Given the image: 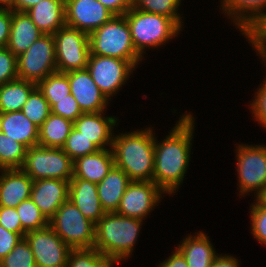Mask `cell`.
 Masks as SVG:
<instances>
[{
  "mask_svg": "<svg viewBox=\"0 0 266 267\" xmlns=\"http://www.w3.org/2000/svg\"><path fill=\"white\" fill-rule=\"evenodd\" d=\"M114 16L98 0H65L66 25L88 34Z\"/></svg>",
  "mask_w": 266,
  "mask_h": 267,
  "instance_id": "obj_14",
  "label": "cell"
},
{
  "mask_svg": "<svg viewBox=\"0 0 266 267\" xmlns=\"http://www.w3.org/2000/svg\"><path fill=\"white\" fill-rule=\"evenodd\" d=\"M158 267H188L185 257L176 249L175 252Z\"/></svg>",
  "mask_w": 266,
  "mask_h": 267,
  "instance_id": "obj_45",
  "label": "cell"
},
{
  "mask_svg": "<svg viewBox=\"0 0 266 267\" xmlns=\"http://www.w3.org/2000/svg\"><path fill=\"white\" fill-rule=\"evenodd\" d=\"M26 13L43 35H53L66 25L65 0H41Z\"/></svg>",
  "mask_w": 266,
  "mask_h": 267,
  "instance_id": "obj_21",
  "label": "cell"
},
{
  "mask_svg": "<svg viewBox=\"0 0 266 267\" xmlns=\"http://www.w3.org/2000/svg\"><path fill=\"white\" fill-rule=\"evenodd\" d=\"M90 54L130 61L135 67L143 59L134 49L124 15H115L89 34Z\"/></svg>",
  "mask_w": 266,
  "mask_h": 267,
  "instance_id": "obj_4",
  "label": "cell"
},
{
  "mask_svg": "<svg viewBox=\"0 0 266 267\" xmlns=\"http://www.w3.org/2000/svg\"><path fill=\"white\" fill-rule=\"evenodd\" d=\"M57 71L53 35H42L17 57L19 79L34 83Z\"/></svg>",
  "mask_w": 266,
  "mask_h": 267,
  "instance_id": "obj_9",
  "label": "cell"
},
{
  "mask_svg": "<svg viewBox=\"0 0 266 267\" xmlns=\"http://www.w3.org/2000/svg\"><path fill=\"white\" fill-rule=\"evenodd\" d=\"M250 210L252 234L260 243L266 244V207L256 202Z\"/></svg>",
  "mask_w": 266,
  "mask_h": 267,
  "instance_id": "obj_38",
  "label": "cell"
},
{
  "mask_svg": "<svg viewBox=\"0 0 266 267\" xmlns=\"http://www.w3.org/2000/svg\"><path fill=\"white\" fill-rule=\"evenodd\" d=\"M193 122L191 114L182 115L162 143L154 140L153 182L168 194L174 193L183 182L190 160Z\"/></svg>",
  "mask_w": 266,
  "mask_h": 267,
  "instance_id": "obj_1",
  "label": "cell"
},
{
  "mask_svg": "<svg viewBox=\"0 0 266 267\" xmlns=\"http://www.w3.org/2000/svg\"><path fill=\"white\" fill-rule=\"evenodd\" d=\"M70 91L78 102L82 113L102 112L108 105V99L93 81L87 68L66 73Z\"/></svg>",
  "mask_w": 266,
  "mask_h": 267,
  "instance_id": "obj_15",
  "label": "cell"
},
{
  "mask_svg": "<svg viewBox=\"0 0 266 267\" xmlns=\"http://www.w3.org/2000/svg\"><path fill=\"white\" fill-rule=\"evenodd\" d=\"M236 156L240 195L251 191L257 195L266 185V146L239 145Z\"/></svg>",
  "mask_w": 266,
  "mask_h": 267,
  "instance_id": "obj_11",
  "label": "cell"
},
{
  "mask_svg": "<svg viewBox=\"0 0 266 267\" xmlns=\"http://www.w3.org/2000/svg\"><path fill=\"white\" fill-rule=\"evenodd\" d=\"M180 3L181 0H132V8L167 16L182 28V17L177 12Z\"/></svg>",
  "mask_w": 266,
  "mask_h": 267,
  "instance_id": "obj_32",
  "label": "cell"
},
{
  "mask_svg": "<svg viewBox=\"0 0 266 267\" xmlns=\"http://www.w3.org/2000/svg\"><path fill=\"white\" fill-rule=\"evenodd\" d=\"M164 192L153 181H131L116 213L143 220L159 203Z\"/></svg>",
  "mask_w": 266,
  "mask_h": 267,
  "instance_id": "obj_13",
  "label": "cell"
},
{
  "mask_svg": "<svg viewBox=\"0 0 266 267\" xmlns=\"http://www.w3.org/2000/svg\"><path fill=\"white\" fill-rule=\"evenodd\" d=\"M0 267H36L32 249L25 237L0 260Z\"/></svg>",
  "mask_w": 266,
  "mask_h": 267,
  "instance_id": "obj_35",
  "label": "cell"
},
{
  "mask_svg": "<svg viewBox=\"0 0 266 267\" xmlns=\"http://www.w3.org/2000/svg\"><path fill=\"white\" fill-rule=\"evenodd\" d=\"M12 10L9 7L0 6V48L7 46L10 27H11Z\"/></svg>",
  "mask_w": 266,
  "mask_h": 267,
  "instance_id": "obj_43",
  "label": "cell"
},
{
  "mask_svg": "<svg viewBox=\"0 0 266 267\" xmlns=\"http://www.w3.org/2000/svg\"><path fill=\"white\" fill-rule=\"evenodd\" d=\"M114 15H124L132 7V0H98Z\"/></svg>",
  "mask_w": 266,
  "mask_h": 267,
  "instance_id": "obj_44",
  "label": "cell"
},
{
  "mask_svg": "<svg viewBox=\"0 0 266 267\" xmlns=\"http://www.w3.org/2000/svg\"><path fill=\"white\" fill-rule=\"evenodd\" d=\"M53 37L58 72L67 73L87 67L90 54L88 33L65 25Z\"/></svg>",
  "mask_w": 266,
  "mask_h": 267,
  "instance_id": "obj_8",
  "label": "cell"
},
{
  "mask_svg": "<svg viewBox=\"0 0 266 267\" xmlns=\"http://www.w3.org/2000/svg\"><path fill=\"white\" fill-rule=\"evenodd\" d=\"M69 182L52 178L33 181L30 198L48 221L68 200Z\"/></svg>",
  "mask_w": 266,
  "mask_h": 267,
  "instance_id": "obj_16",
  "label": "cell"
},
{
  "mask_svg": "<svg viewBox=\"0 0 266 267\" xmlns=\"http://www.w3.org/2000/svg\"><path fill=\"white\" fill-rule=\"evenodd\" d=\"M42 35L43 33L26 12L12 10L10 35L6 47L16 57L25 52Z\"/></svg>",
  "mask_w": 266,
  "mask_h": 267,
  "instance_id": "obj_22",
  "label": "cell"
},
{
  "mask_svg": "<svg viewBox=\"0 0 266 267\" xmlns=\"http://www.w3.org/2000/svg\"><path fill=\"white\" fill-rule=\"evenodd\" d=\"M17 78V57L7 47L0 48V85Z\"/></svg>",
  "mask_w": 266,
  "mask_h": 267,
  "instance_id": "obj_37",
  "label": "cell"
},
{
  "mask_svg": "<svg viewBox=\"0 0 266 267\" xmlns=\"http://www.w3.org/2000/svg\"><path fill=\"white\" fill-rule=\"evenodd\" d=\"M177 249L185 257L188 267H212L217 256L208 236L203 232L197 233L194 237H186Z\"/></svg>",
  "mask_w": 266,
  "mask_h": 267,
  "instance_id": "obj_26",
  "label": "cell"
},
{
  "mask_svg": "<svg viewBox=\"0 0 266 267\" xmlns=\"http://www.w3.org/2000/svg\"><path fill=\"white\" fill-rule=\"evenodd\" d=\"M136 52L143 57L145 47H158L175 37L181 28L167 16L130 8L124 14Z\"/></svg>",
  "mask_w": 266,
  "mask_h": 267,
  "instance_id": "obj_5",
  "label": "cell"
},
{
  "mask_svg": "<svg viewBox=\"0 0 266 267\" xmlns=\"http://www.w3.org/2000/svg\"><path fill=\"white\" fill-rule=\"evenodd\" d=\"M248 40L252 46L254 45L256 52L258 51V54L264 58L266 63V38H248Z\"/></svg>",
  "mask_w": 266,
  "mask_h": 267,
  "instance_id": "obj_49",
  "label": "cell"
},
{
  "mask_svg": "<svg viewBox=\"0 0 266 267\" xmlns=\"http://www.w3.org/2000/svg\"><path fill=\"white\" fill-rule=\"evenodd\" d=\"M41 0H11L9 8L14 11L26 12Z\"/></svg>",
  "mask_w": 266,
  "mask_h": 267,
  "instance_id": "obj_48",
  "label": "cell"
},
{
  "mask_svg": "<svg viewBox=\"0 0 266 267\" xmlns=\"http://www.w3.org/2000/svg\"><path fill=\"white\" fill-rule=\"evenodd\" d=\"M68 199L95 224L106 213L101 207L96 183L80 178H71Z\"/></svg>",
  "mask_w": 266,
  "mask_h": 267,
  "instance_id": "obj_19",
  "label": "cell"
},
{
  "mask_svg": "<svg viewBox=\"0 0 266 267\" xmlns=\"http://www.w3.org/2000/svg\"><path fill=\"white\" fill-rule=\"evenodd\" d=\"M36 83L15 79L0 85V113L21 111Z\"/></svg>",
  "mask_w": 266,
  "mask_h": 267,
  "instance_id": "obj_27",
  "label": "cell"
},
{
  "mask_svg": "<svg viewBox=\"0 0 266 267\" xmlns=\"http://www.w3.org/2000/svg\"><path fill=\"white\" fill-rule=\"evenodd\" d=\"M150 128L113 136L112 152L115 166L131 181H153L154 140Z\"/></svg>",
  "mask_w": 266,
  "mask_h": 267,
  "instance_id": "obj_2",
  "label": "cell"
},
{
  "mask_svg": "<svg viewBox=\"0 0 266 267\" xmlns=\"http://www.w3.org/2000/svg\"><path fill=\"white\" fill-rule=\"evenodd\" d=\"M0 131L27 149L38 145L39 128L22 111L0 113Z\"/></svg>",
  "mask_w": 266,
  "mask_h": 267,
  "instance_id": "obj_23",
  "label": "cell"
},
{
  "mask_svg": "<svg viewBox=\"0 0 266 267\" xmlns=\"http://www.w3.org/2000/svg\"><path fill=\"white\" fill-rule=\"evenodd\" d=\"M86 68L108 99L125 84L135 66L127 60L89 54Z\"/></svg>",
  "mask_w": 266,
  "mask_h": 267,
  "instance_id": "obj_10",
  "label": "cell"
},
{
  "mask_svg": "<svg viewBox=\"0 0 266 267\" xmlns=\"http://www.w3.org/2000/svg\"><path fill=\"white\" fill-rule=\"evenodd\" d=\"M212 267H239V263L233 256H221L217 254L212 263Z\"/></svg>",
  "mask_w": 266,
  "mask_h": 267,
  "instance_id": "obj_47",
  "label": "cell"
},
{
  "mask_svg": "<svg viewBox=\"0 0 266 267\" xmlns=\"http://www.w3.org/2000/svg\"><path fill=\"white\" fill-rule=\"evenodd\" d=\"M38 90L49 103L50 108L59 100L71 94L70 83L66 73L54 72L36 84Z\"/></svg>",
  "mask_w": 266,
  "mask_h": 267,
  "instance_id": "obj_29",
  "label": "cell"
},
{
  "mask_svg": "<svg viewBox=\"0 0 266 267\" xmlns=\"http://www.w3.org/2000/svg\"><path fill=\"white\" fill-rule=\"evenodd\" d=\"M22 228L29 232L31 230H40L49 225V221L41 213L31 198L23 200L17 207Z\"/></svg>",
  "mask_w": 266,
  "mask_h": 267,
  "instance_id": "obj_34",
  "label": "cell"
},
{
  "mask_svg": "<svg viewBox=\"0 0 266 267\" xmlns=\"http://www.w3.org/2000/svg\"><path fill=\"white\" fill-rule=\"evenodd\" d=\"M115 260L105 257L95 248L72 249L66 267H112Z\"/></svg>",
  "mask_w": 266,
  "mask_h": 267,
  "instance_id": "obj_31",
  "label": "cell"
},
{
  "mask_svg": "<svg viewBox=\"0 0 266 267\" xmlns=\"http://www.w3.org/2000/svg\"><path fill=\"white\" fill-rule=\"evenodd\" d=\"M49 226L71 249L94 248L95 223L86 218L69 199L49 220Z\"/></svg>",
  "mask_w": 266,
  "mask_h": 267,
  "instance_id": "obj_6",
  "label": "cell"
},
{
  "mask_svg": "<svg viewBox=\"0 0 266 267\" xmlns=\"http://www.w3.org/2000/svg\"><path fill=\"white\" fill-rule=\"evenodd\" d=\"M115 166L112 149H99L96 153L73 161V177L98 184Z\"/></svg>",
  "mask_w": 266,
  "mask_h": 267,
  "instance_id": "obj_20",
  "label": "cell"
},
{
  "mask_svg": "<svg viewBox=\"0 0 266 267\" xmlns=\"http://www.w3.org/2000/svg\"><path fill=\"white\" fill-rule=\"evenodd\" d=\"M62 149L73 161L79 157L96 153L99 150L90 139L81 135L74 127Z\"/></svg>",
  "mask_w": 266,
  "mask_h": 267,
  "instance_id": "obj_36",
  "label": "cell"
},
{
  "mask_svg": "<svg viewBox=\"0 0 266 267\" xmlns=\"http://www.w3.org/2000/svg\"><path fill=\"white\" fill-rule=\"evenodd\" d=\"M131 182L127 174L114 166L110 172L97 184L99 201L106 213L116 212L121 198Z\"/></svg>",
  "mask_w": 266,
  "mask_h": 267,
  "instance_id": "obj_25",
  "label": "cell"
},
{
  "mask_svg": "<svg viewBox=\"0 0 266 267\" xmlns=\"http://www.w3.org/2000/svg\"><path fill=\"white\" fill-rule=\"evenodd\" d=\"M221 6L225 13L233 17L243 35L266 15L262 11L266 8V0H223Z\"/></svg>",
  "mask_w": 266,
  "mask_h": 267,
  "instance_id": "obj_24",
  "label": "cell"
},
{
  "mask_svg": "<svg viewBox=\"0 0 266 267\" xmlns=\"http://www.w3.org/2000/svg\"><path fill=\"white\" fill-rule=\"evenodd\" d=\"M103 112L82 113L74 122L73 127L81 135L90 139L99 149H106V145L112 147V130L116 125V118L102 117Z\"/></svg>",
  "mask_w": 266,
  "mask_h": 267,
  "instance_id": "obj_18",
  "label": "cell"
},
{
  "mask_svg": "<svg viewBox=\"0 0 266 267\" xmlns=\"http://www.w3.org/2000/svg\"><path fill=\"white\" fill-rule=\"evenodd\" d=\"M73 129V122L53 113L39 128L38 145L43 147L62 148Z\"/></svg>",
  "mask_w": 266,
  "mask_h": 267,
  "instance_id": "obj_28",
  "label": "cell"
},
{
  "mask_svg": "<svg viewBox=\"0 0 266 267\" xmlns=\"http://www.w3.org/2000/svg\"><path fill=\"white\" fill-rule=\"evenodd\" d=\"M22 238L20 234L7 231L0 225V260L9 254Z\"/></svg>",
  "mask_w": 266,
  "mask_h": 267,
  "instance_id": "obj_42",
  "label": "cell"
},
{
  "mask_svg": "<svg viewBox=\"0 0 266 267\" xmlns=\"http://www.w3.org/2000/svg\"><path fill=\"white\" fill-rule=\"evenodd\" d=\"M245 35L246 38H266V15Z\"/></svg>",
  "mask_w": 266,
  "mask_h": 267,
  "instance_id": "obj_46",
  "label": "cell"
},
{
  "mask_svg": "<svg viewBox=\"0 0 266 267\" xmlns=\"http://www.w3.org/2000/svg\"><path fill=\"white\" fill-rule=\"evenodd\" d=\"M264 84L258 89L257 95L251 104L252 114L256 120L266 128V80Z\"/></svg>",
  "mask_w": 266,
  "mask_h": 267,
  "instance_id": "obj_41",
  "label": "cell"
},
{
  "mask_svg": "<svg viewBox=\"0 0 266 267\" xmlns=\"http://www.w3.org/2000/svg\"><path fill=\"white\" fill-rule=\"evenodd\" d=\"M21 111L31 122L40 128L44 121L49 117L51 108L46 98L36 87L28 96Z\"/></svg>",
  "mask_w": 266,
  "mask_h": 267,
  "instance_id": "obj_33",
  "label": "cell"
},
{
  "mask_svg": "<svg viewBox=\"0 0 266 267\" xmlns=\"http://www.w3.org/2000/svg\"><path fill=\"white\" fill-rule=\"evenodd\" d=\"M256 201L259 205L266 207V185L264 188L257 194Z\"/></svg>",
  "mask_w": 266,
  "mask_h": 267,
  "instance_id": "obj_50",
  "label": "cell"
},
{
  "mask_svg": "<svg viewBox=\"0 0 266 267\" xmlns=\"http://www.w3.org/2000/svg\"><path fill=\"white\" fill-rule=\"evenodd\" d=\"M21 169L33 181L40 179H62L73 177V160L62 148L32 146L27 149Z\"/></svg>",
  "mask_w": 266,
  "mask_h": 267,
  "instance_id": "obj_7",
  "label": "cell"
},
{
  "mask_svg": "<svg viewBox=\"0 0 266 267\" xmlns=\"http://www.w3.org/2000/svg\"><path fill=\"white\" fill-rule=\"evenodd\" d=\"M142 222L116 212L105 213L95 224L94 248L107 258L124 260L132 254Z\"/></svg>",
  "mask_w": 266,
  "mask_h": 267,
  "instance_id": "obj_3",
  "label": "cell"
},
{
  "mask_svg": "<svg viewBox=\"0 0 266 267\" xmlns=\"http://www.w3.org/2000/svg\"><path fill=\"white\" fill-rule=\"evenodd\" d=\"M27 148L0 131V170L21 169Z\"/></svg>",
  "mask_w": 266,
  "mask_h": 267,
  "instance_id": "obj_30",
  "label": "cell"
},
{
  "mask_svg": "<svg viewBox=\"0 0 266 267\" xmlns=\"http://www.w3.org/2000/svg\"><path fill=\"white\" fill-rule=\"evenodd\" d=\"M25 239L32 249L36 267H66L72 249L49 225L26 232Z\"/></svg>",
  "mask_w": 266,
  "mask_h": 267,
  "instance_id": "obj_12",
  "label": "cell"
},
{
  "mask_svg": "<svg viewBox=\"0 0 266 267\" xmlns=\"http://www.w3.org/2000/svg\"><path fill=\"white\" fill-rule=\"evenodd\" d=\"M10 3H11V0H0L1 7H2V4H3V7H9Z\"/></svg>",
  "mask_w": 266,
  "mask_h": 267,
  "instance_id": "obj_51",
  "label": "cell"
},
{
  "mask_svg": "<svg viewBox=\"0 0 266 267\" xmlns=\"http://www.w3.org/2000/svg\"><path fill=\"white\" fill-rule=\"evenodd\" d=\"M0 176V206L16 208L31 197L32 178L22 169H3Z\"/></svg>",
  "mask_w": 266,
  "mask_h": 267,
  "instance_id": "obj_17",
  "label": "cell"
},
{
  "mask_svg": "<svg viewBox=\"0 0 266 267\" xmlns=\"http://www.w3.org/2000/svg\"><path fill=\"white\" fill-rule=\"evenodd\" d=\"M0 225L7 231L20 234L25 237L26 231L22 228L16 208L0 206Z\"/></svg>",
  "mask_w": 266,
  "mask_h": 267,
  "instance_id": "obj_40",
  "label": "cell"
},
{
  "mask_svg": "<svg viewBox=\"0 0 266 267\" xmlns=\"http://www.w3.org/2000/svg\"><path fill=\"white\" fill-rule=\"evenodd\" d=\"M51 113L74 122L82 114V111L73 95L69 94L51 107Z\"/></svg>",
  "mask_w": 266,
  "mask_h": 267,
  "instance_id": "obj_39",
  "label": "cell"
}]
</instances>
